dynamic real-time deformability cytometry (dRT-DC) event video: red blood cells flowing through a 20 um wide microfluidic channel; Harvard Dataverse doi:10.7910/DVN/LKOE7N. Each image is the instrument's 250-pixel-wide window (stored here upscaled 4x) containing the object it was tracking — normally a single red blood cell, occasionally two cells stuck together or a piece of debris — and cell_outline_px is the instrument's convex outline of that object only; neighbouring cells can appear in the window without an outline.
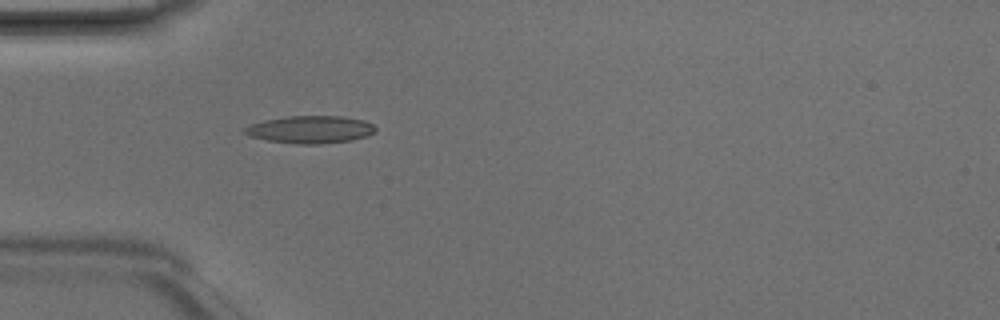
{"species": "Egyptian fruit bat (a non-hibernating species)", "species_latin": "Rousettus aegyptiacus", "temperature_condition": "room temperature", "stored_images_in_passage": 3, "camera_frame_rate_fps": 3000, "um_per_image_px": 0.085, "animal": {"sex": "male"}, "frame": {"image": 1, "passage_image": 3, "time_ms": 0.667, "image_size_px": [1000, 320], "cell_outline_px": [[376, 132], [368, 136], [352, 140], [320, 144], [296, 144], [268, 140], [248, 136], [244, 132], [244, 128], [252, 124], [264, 120], [288, 116], [344, 116], [364, 120], [372, 124], [376, 128]], "centroid_in_image_um": [26.42, 11.01], "position_along_channel_um": 58.6, "area_um2": 21.04}}